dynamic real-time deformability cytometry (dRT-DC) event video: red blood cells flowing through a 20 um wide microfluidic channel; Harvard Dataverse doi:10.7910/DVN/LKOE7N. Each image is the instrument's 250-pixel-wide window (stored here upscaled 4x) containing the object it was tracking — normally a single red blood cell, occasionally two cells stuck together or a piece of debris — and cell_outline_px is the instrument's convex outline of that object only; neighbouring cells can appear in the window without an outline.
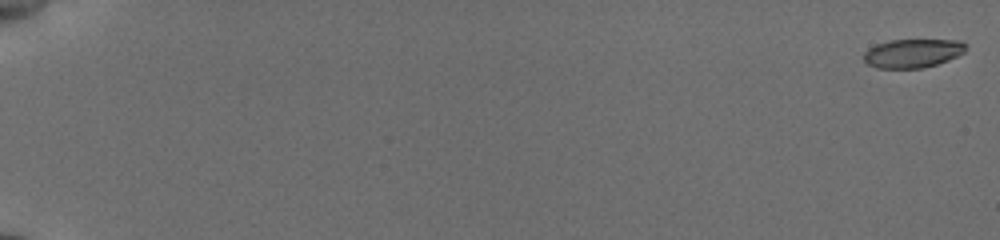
{"species": "common noctule bat (a hibernating species)", "species_latin": "Nyctalus noctula", "temperature_condition": "cold", "stored_images_in_passage": 57, "camera_frame_rate_fps": 3000, "um_per_image_px": 0.085, "animal": {"sex": "female", "body_mass_g": 19.5, "forearm_length_mm": 54.1}, "frame": {"image": 1, "passage_image": 1, "time_ms": 0.0, "image_size_px": [1000, 240], "cell_outline_px": [[968, 44], [964, 52], [948, 60], [924, 68], [876, 68], [868, 64], [864, 60], [864, 52], [868, 48], [876, 44], [888, 40], [960, 40]], "centroid_in_image_um": [77.57, 4.52], "position_along_channel_um": 7.4, "area_um2": 17.17}}
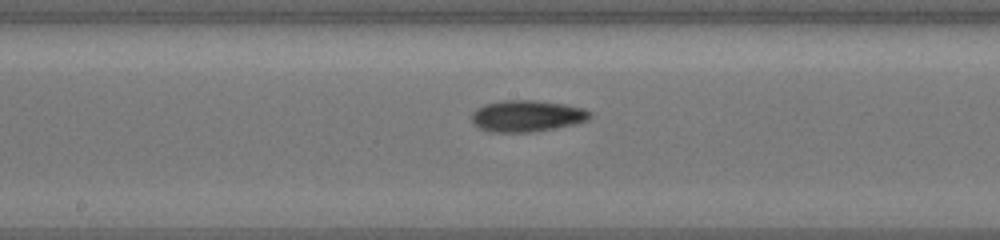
{"frame": {"image": 2, "passage_image": 33, "time_ms": 10.667, "image_size_px": [1000, 240], "cell_outline_px": [[592, 116], [588, 120], [576, 124], [556, 128], [532, 132], [488, 132], [472, 124], [472, 112], [476, 108], [484, 104], [504, 100], [532, 100], [564, 104], [584, 108], [592, 112]], "centroid_in_image_um": [44.79, 9.86], "position_along_channel_um": 203.4, "area_um2": 21.96}}
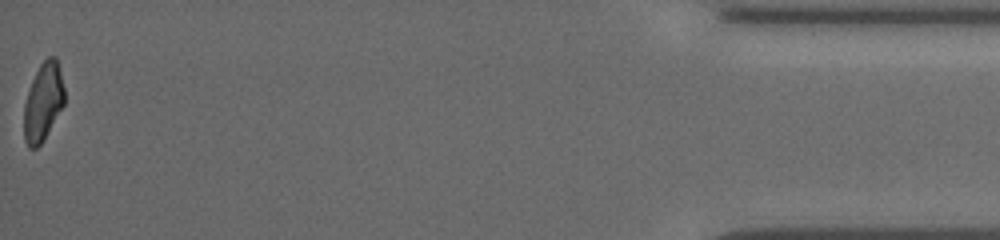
{"frame": {"image": 3, "passage_image": 57, "time_ms": 18.667, "image_size_px": [1000, 240], "cell_outline_px": [[64, 104], [44, 140], [36, 148], [28, 148], [24, 140], [24, 104], [32, 80], [40, 64], [48, 56], [56, 56], [64, 88]], "centroid_in_image_um": [3.66, 8.68], "position_along_channel_um": 431.5, "area_um2": 18.32}, "authors_computed_cell_mechanics": {"area_um2": 19.5364, "velocity_mm_per_s": 3.8405, "shape_relaxation_time_tau1_ms": 3.1918, "shape_relaxation_time_tau2_ms": 5.2002, "deformation_change_tau1": 0.1435, "deformation_change_tau2": 0.1264}}